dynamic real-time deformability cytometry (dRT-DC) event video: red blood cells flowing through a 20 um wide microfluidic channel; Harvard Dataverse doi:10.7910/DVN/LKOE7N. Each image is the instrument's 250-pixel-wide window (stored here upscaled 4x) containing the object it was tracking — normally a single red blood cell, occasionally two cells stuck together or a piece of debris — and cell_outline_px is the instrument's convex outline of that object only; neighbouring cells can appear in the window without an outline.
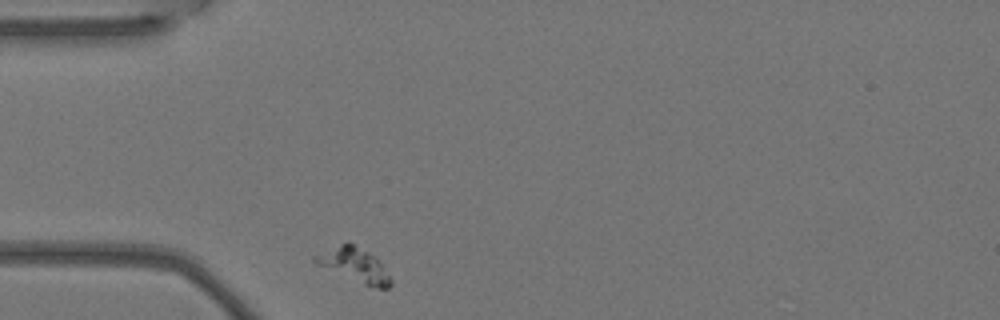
{"species": "Egyptian fruit bat (a non-hibernating species)", "species_latin": "Rousettus aegyptiacus", "temperature_condition": "warm", "stored_images_in_passage": 6, "camera_frame_rate_fps": 3000, "um_per_image_px": 0.085, "animal": {"sex": "female"}, "frame": {"image": 1, "passage_image": 1, "time_ms": 0.0, "image_size_px": [1000, 320], "cell_outline_px": [[392, 284], [388, 288], [380, 288], [364, 284], [316, 264], [312, 260], [312, 256], [348, 240], [368, 252], [380, 264], [392, 280]], "centroid_in_image_um": [30.08, 22.49], "position_along_channel_um": 54.9, "area_um2": 14.57}}
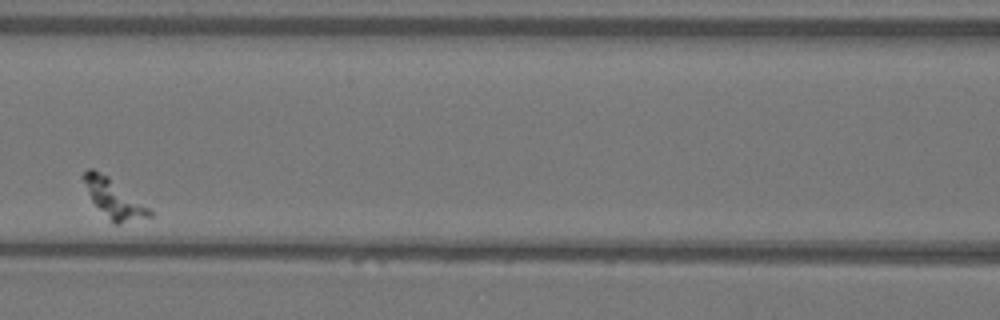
{"frame": {"image": 2, "passage_image": 4, "time_ms": 1.0, "image_size_px": [1000, 320], "cell_outline_px": [[152, 216], [120, 224], [112, 224], [92, 200], [84, 180], [84, 172], [88, 168], [92, 168], [108, 176], [152, 208]], "centroid_in_image_um": [9.75, 16.91], "position_along_channel_um": 156.8, "area_um2": 14.74}}
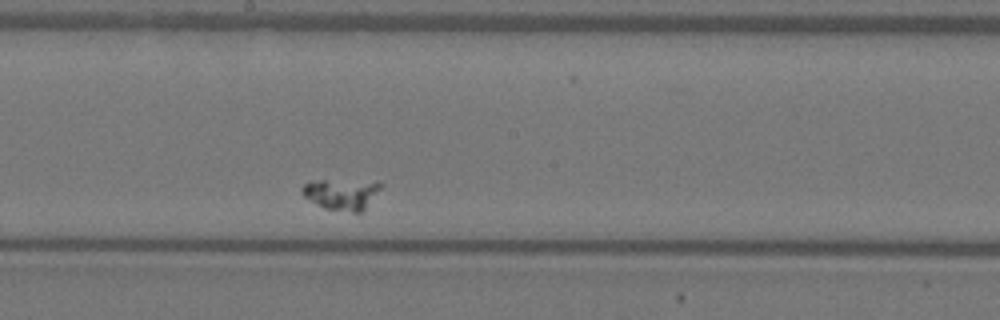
{"frame": {"image": 3, "passage_image": 6, "time_ms": 1.667, "image_size_px": [1000, 320], "cell_outline_px": [[380, 188], [364, 208], [360, 212], [352, 212], [324, 208], [304, 196], [300, 192], [304, 184], [320, 180], [324, 180], [380, 184]], "centroid_in_image_um": [28.94, 16.53], "position_along_channel_um": 219.3, "area_um2": 13.18}}